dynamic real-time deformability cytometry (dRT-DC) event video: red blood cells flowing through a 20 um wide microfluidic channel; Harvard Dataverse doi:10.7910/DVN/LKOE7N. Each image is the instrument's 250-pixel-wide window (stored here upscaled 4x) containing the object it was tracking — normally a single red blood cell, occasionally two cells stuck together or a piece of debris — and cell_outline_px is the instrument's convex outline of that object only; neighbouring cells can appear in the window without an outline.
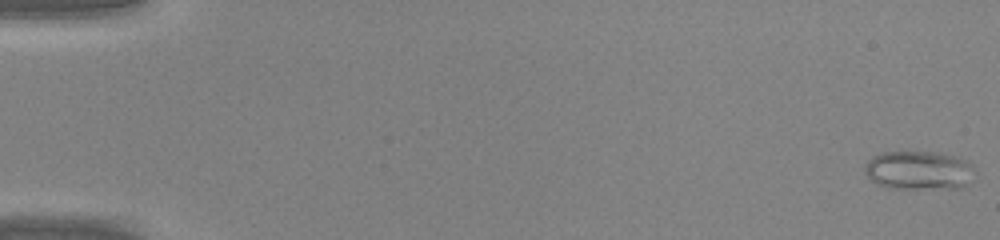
{"species": "common noctule bat (a hibernating species)", "species_latin": "Nyctalus noctula", "temperature_condition": "warm", "stored_images_in_passage": 46, "camera_frame_rate_fps": 3000, "um_per_image_px": 0.085, "animal": {"sex": "male", "body_mass_g": 20.0, "forearm_length_mm": 53.3}, "frame": {"image": 1, "passage_image": 1, "time_ms": 0.0, "image_size_px": [1000, 240], "cell_outline_px": [[976, 172], [960, 188], [888, 188], [876, 184], [864, 172], [864, 168], [868, 160], [872, 156], [884, 152], [940, 152], [956, 156], [968, 160], [972, 164]], "centroid_in_image_um": [78.1, 14.46], "position_along_channel_um": 6.9, "area_um2": 24.97}}
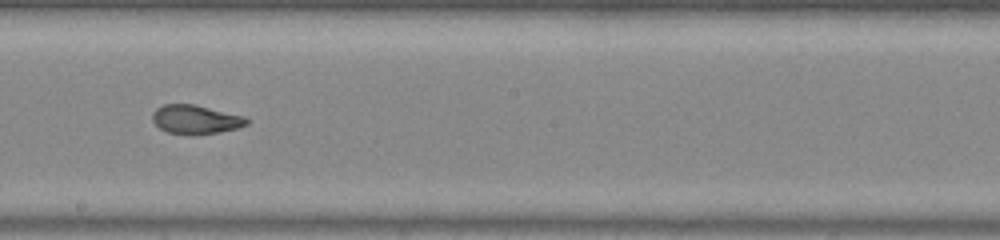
{"frame": {"image": 2, "passage_image": 27, "time_ms": 8.667, "image_size_px": [1000, 240], "cell_outline_px": [[252, 120], [248, 124], [236, 128], [220, 132], [168, 132], [160, 128], [152, 120], [152, 112], [156, 108], [164, 104], [196, 104], [244, 116]], "centroid_in_image_um": [16.65, 10.1], "position_along_channel_um": 231.5, "area_um2": 15.43}}
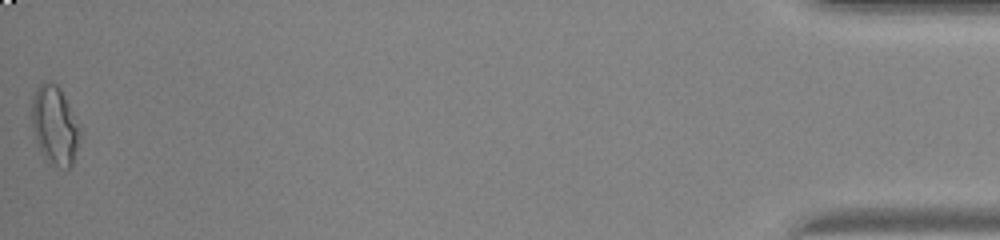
{"frame": {"image": 3, "passage_image": 46, "time_ms": 15.0, "image_size_px": [1000, 240], "cell_outline_px": [[84, 132], [72, 164], [68, 168], [56, 164], [48, 160], [40, 152], [32, 128], [32, 96], [36, 88], [40, 84], [56, 84], [60, 88]], "centroid_in_image_um": [4.69, 10.66], "position_along_channel_um": 430.5, "area_um2": 22.08}}